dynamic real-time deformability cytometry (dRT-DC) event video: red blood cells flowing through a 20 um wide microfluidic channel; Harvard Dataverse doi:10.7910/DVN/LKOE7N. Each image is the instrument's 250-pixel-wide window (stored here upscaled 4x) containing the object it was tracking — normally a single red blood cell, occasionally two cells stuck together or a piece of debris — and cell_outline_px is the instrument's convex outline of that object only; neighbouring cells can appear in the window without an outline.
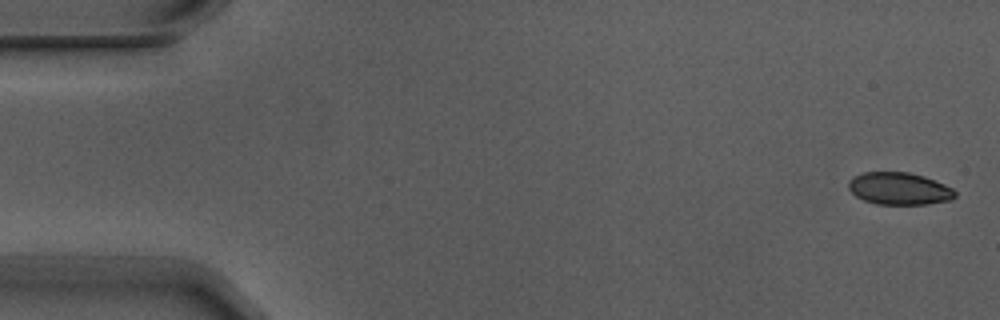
{"species": "Egyptian fruit bat (a non-hibernating species)", "species_latin": "Rousettus aegyptiacus", "temperature_condition": "warm", "stored_images_in_passage": 5, "camera_frame_rate_fps": 3000, "um_per_image_px": 0.085, "animal": {"sex": "male"}, "frame": {"image": 1, "passage_image": 1, "time_ms": 0.0, "image_size_px": [1000, 320], "cell_outline_px": [[956, 196], [952, 200], [928, 204], [876, 204], [864, 200], [856, 196], [848, 188], [848, 180], [852, 176], [864, 172], [908, 172], [924, 176], [944, 184], [952, 188], [956, 192]], "centroid_in_image_um": [76.42, 16.03], "position_along_channel_um": 8.6, "area_um2": 20.17}}
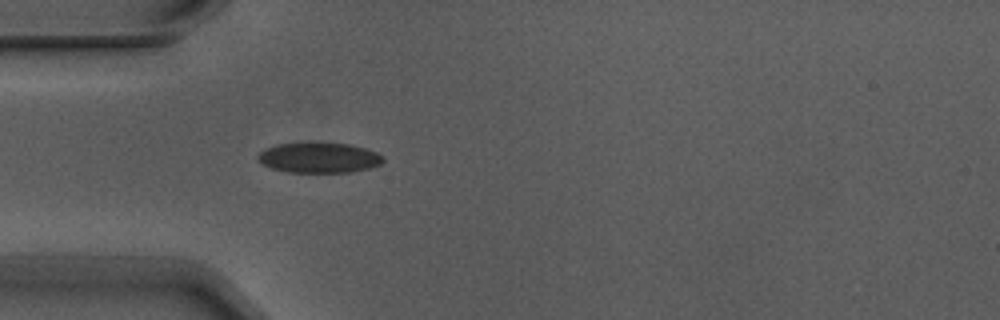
{"frame": {"image": 2, "passage_image": 5, "time_ms": 1.333, "image_size_px": [1000, 320], "cell_outline_px": [[384, 160], [380, 164], [368, 168], [352, 172], [288, 172], [272, 168], [264, 164], [256, 156], [264, 148], [276, 144], [308, 140], [348, 144], [364, 148], [376, 152], [384, 156]], "centroid_in_image_um": [27.09, 13.36], "position_along_channel_um": 57.9, "area_um2": 22.66}}